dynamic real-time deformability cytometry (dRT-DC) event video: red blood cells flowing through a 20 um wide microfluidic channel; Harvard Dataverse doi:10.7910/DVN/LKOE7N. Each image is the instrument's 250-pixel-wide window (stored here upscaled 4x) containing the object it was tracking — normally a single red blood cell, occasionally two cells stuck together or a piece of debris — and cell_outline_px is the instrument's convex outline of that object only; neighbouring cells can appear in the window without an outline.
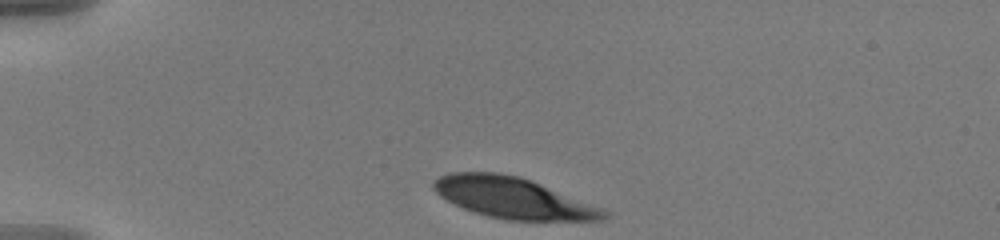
{"species": "human", "species_latin": "Homo sapiens", "temperature_condition": "warm", "stored_images_in_passage": 37, "camera_frame_rate_fps": 3000, "um_per_image_px": 0.085, "donor": {"sex": "male"}, "frame": {"image": 1, "passage_image": 1, "time_ms": 0.0, "image_size_px": [1000, 240], "cell_outline_px": [[612, 212], [604, 220], [504, 220], [488, 216], [464, 208], [440, 196], [432, 188], [432, 180], [440, 176], [452, 172], [496, 172], [520, 176]], "centroid_in_image_um": [43.6, 16.82], "position_along_channel_um": 41.4, "area_um2": 40.34}}
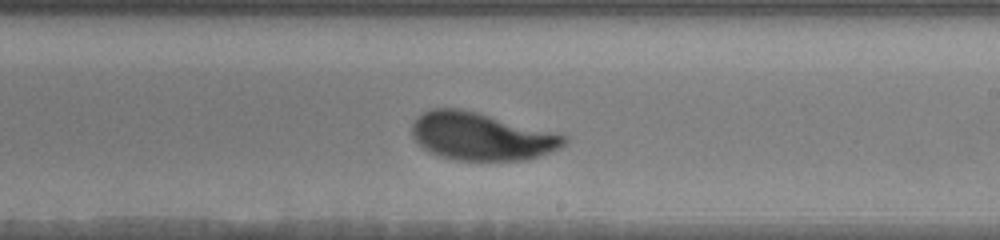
{"frame": {"image": 2, "passage_image": 22, "time_ms": 7.0, "image_size_px": [1000, 240], "cell_outline_px": [[568, 140], [560, 148], [524, 160], [452, 160], [440, 156], [424, 148], [412, 136], [412, 124], [416, 116], [432, 108], [460, 108], [476, 112], [568, 136]], "centroid_in_image_um": [40.87, 11.59], "position_along_channel_um": 248.1, "area_um2": 41.79}}
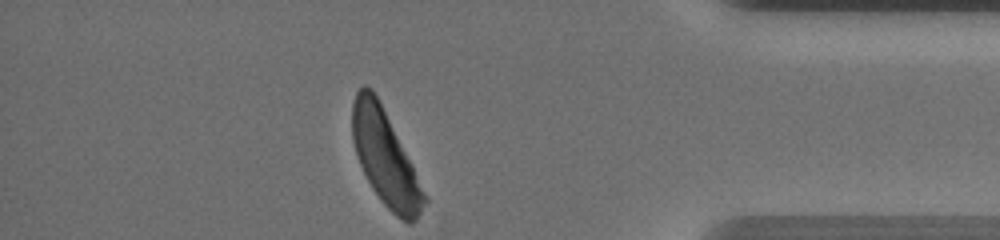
{"frame": {"image": 3, "passage_image": 37, "time_ms": 12.0, "image_size_px": [1000, 240], "cell_outline_px": [[428, 200], [416, 220], [412, 224], [408, 224], [400, 220], [380, 200], [372, 188], [356, 156], [352, 140], [352, 104], [356, 92], [364, 84], [372, 88], [412, 164], [428, 196]], "centroid_in_image_um": [32.75, 13.47], "position_along_channel_um": 402.4, "area_um2": 39.54}, "authors_computed_cell_mechanics": {"area_um2": 42.4252, "velocity_mm_per_s": 3.6053, "shape_relaxation_time_tau1_ms": 3.0162, "shape_relaxation_time_tau2_ms": null, "deformation_change_tau1": 0.1993, "deformation_change_tau2": null}}